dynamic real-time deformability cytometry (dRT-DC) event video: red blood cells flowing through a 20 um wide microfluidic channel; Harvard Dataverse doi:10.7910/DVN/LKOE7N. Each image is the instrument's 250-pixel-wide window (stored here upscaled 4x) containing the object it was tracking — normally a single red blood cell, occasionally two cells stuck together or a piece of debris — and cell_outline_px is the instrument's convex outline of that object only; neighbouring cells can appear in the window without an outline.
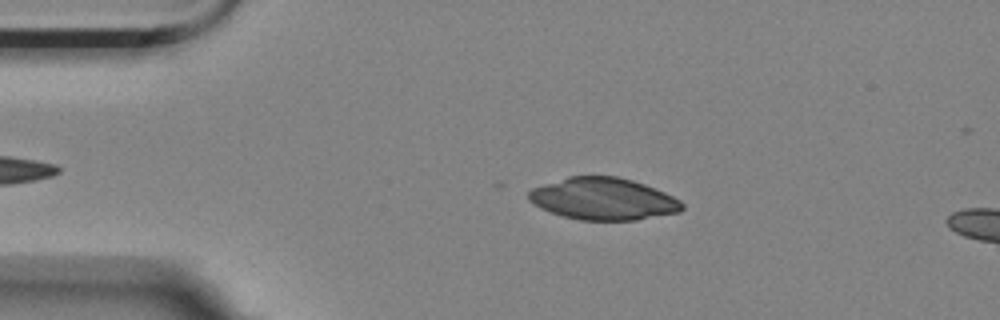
{"species": "Egyptian fruit bat (a non-hibernating species)", "species_latin": "Rousettus aegyptiacus", "temperature_condition": "room temperature", "stored_images_in_passage": 3, "camera_frame_rate_fps": 3000, "um_per_image_px": 0.085, "animal": {"sex": "female"}, "frame": {"image": 1, "passage_image": 2, "time_ms": 0.333, "image_size_px": [1000, 320], "cell_outline_px": [[684, 208], [680, 212], [636, 220], [580, 220], [564, 216], [540, 208], [528, 200], [528, 192], [532, 188], [568, 176], [616, 176], [632, 180], [644, 184], [664, 192], [680, 200], [684, 204]], "centroid_in_image_um": [51.28, 16.9], "position_along_channel_um": 33.7, "area_um2": 37.51}}